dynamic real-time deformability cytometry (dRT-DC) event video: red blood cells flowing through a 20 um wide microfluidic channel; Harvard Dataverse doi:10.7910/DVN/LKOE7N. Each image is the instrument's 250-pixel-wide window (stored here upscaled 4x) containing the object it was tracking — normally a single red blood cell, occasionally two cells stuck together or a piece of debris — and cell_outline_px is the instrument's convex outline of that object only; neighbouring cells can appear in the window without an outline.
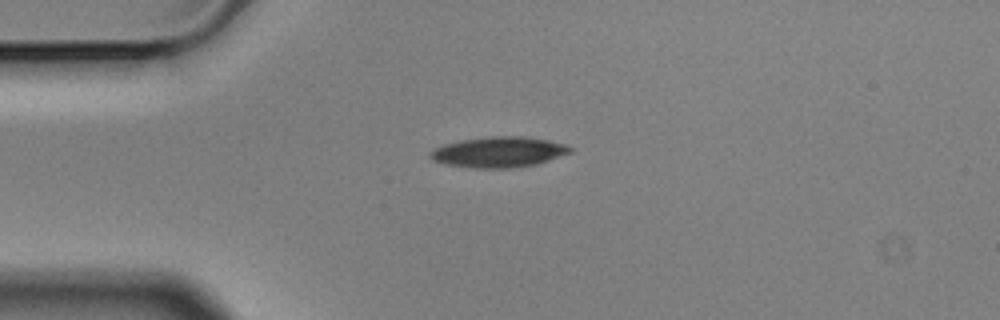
{"species": "Egyptian fruit bat (a non-hibernating species)", "species_latin": "Rousettus aegyptiacus", "temperature_condition": "cold", "stored_images_in_passage": 4, "camera_frame_rate_fps": 3000, "um_per_image_px": 0.085, "animal": {"sex": "male"}, "frame": {"image": 1, "passage_image": 1, "time_ms": 0.0, "image_size_px": [1000, 320], "cell_outline_px": [[572, 152], [536, 164], [512, 168], [472, 168], [444, 164], [432, 160], [428, 156], [428, 152], [444, 144], [460, 140], [492, 136], [524, 136], [548, 140], [568, 144], [572, 148]], "centroid_in_image_um": [42.38, 12.92], "position_along_channel_um": 42.6, "area_um2": 25.09}}
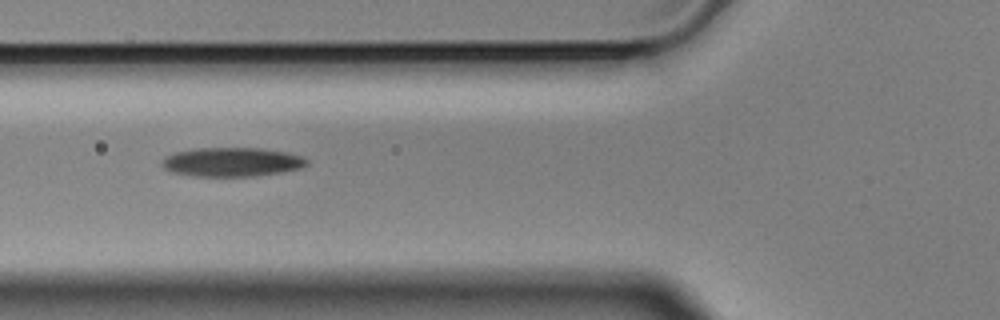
{"frame": {"image": 2, "passage_image": 3, "time_ms": 0.667, "image_size_px": [1000, 320], "cell_outline_px": [[308, 164], [300, 168], [280, 172], [252, 176], [196, 176], [172, 172], [164, 168], [160, 164], [164, 156], [176, 152], [192, 148], [260, 148], [288, 152], [304, 156], [308, 160]], "centroid_in_image_um": [19.7, 13.76], "position_along_channel_um": 106.1, "area_um2": 24.62}}
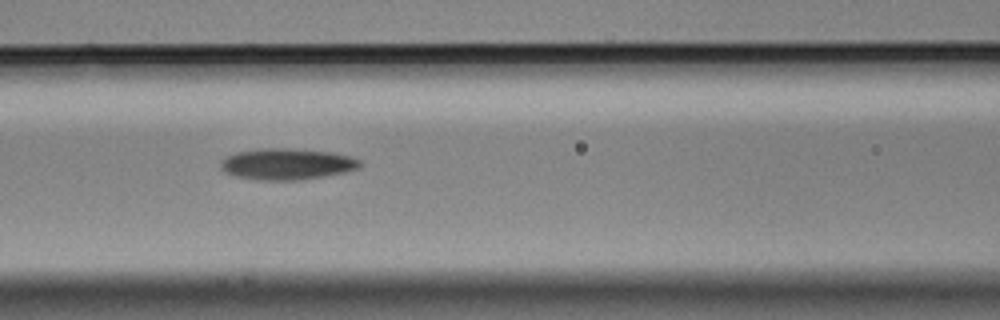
{"frame": {"image": 3, "passage_image": 4, "time_ms": 1.0, "image_size_px": [1000, 320], "cell_outline_px": [[364, 164], [360, 168], [344, 172], [324, 176], [296, 180], [260, 180], [236, 176], [220, 168], [220, 160], [236, 152], [260, 148], [288, 148], [332, 152], [352, 156], [360, 160]], "centroid_in_image_um": [24.43, 13.93], "position_along_channel_um": 142.2, "area_um2": 25.43}}